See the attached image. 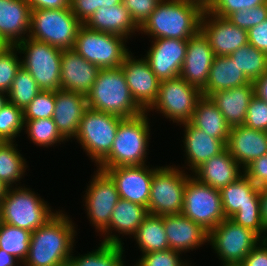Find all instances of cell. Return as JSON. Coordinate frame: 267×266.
<instances>
[{"mask_svg": "<svg viewBox=\"0 0 267 266\" xmlns=\"http://www.w3.org/2000/svg\"><path fill=\"white\" fill-rule=\"evenodd\" d=\"M75 224L67 212L58 209L32 232L29 251L22 266H68L78 235V225Z\"/></svg>", "mask_w": 267, "mask_h": 266, "instance_id": "1", "label": "cell"}, {"mask_svg": "<svg viewBox=\"0 0 267 266\" xmlns=\"http://www.w3.org/2000/svg\"><path fill=\"white\" fill-rule=\"evenodd\" d=\"M204 8L188 0H162L139 27V35L150 39L188 40L200 31Z\"/></svg>", "mask_w": 267, "mask_h": 266, "instance_id": "2", "label": "cell"}, {"mask_svg": "<svg viewBox=\"0 0 267 266\" xmlns=\"http://www.w3.org/2000/svg\"><path fill=\"white\" fill-rule=\"evenodd\" d=\"M148 116L150 117L149 113L144 111L137 116L123 118L119 123L110 153L96 168L108 169L149 163L147 160L152 125Z\"/></svg>", "mask_w": 267, "mask_h": 266, "instance_id": "3", "label": "cell"}, {"mask_svg": "<svg viewBox=\"0 0 267 266\" xmlns=\"http://www.w3.org/2000/svg\"><path fill=\"white\" fill-rule=\"evenodd\" d=\"M86 98L89 108L122 118L134 117L144 112L135 102L121 67L100 69Z\"/></svg>", "mask_w": 267, "mask_h": 266, "instance_id": "4", "label": "cell"}, {"mask_svg": "<svg viewBox=\"0 0 267 266\" xmlns=\"http://www.w3.org/2000/svg\"><path fill=\"white\" fill-rule=\"evenodd\" d=\"M26 186L8 188L0 201V222L33 232L48 221L58 210L38 192Z\"/></svg>", "mask_w": 267, "mask_h": 266, "instance_id": "5", "label": "cell"}, {"mask_svg": "<svg viewBox=\"0 0 267 266\" xmlns=\"http://www.w3.org/2000/svg\"><path fill=\"white\" fill-rule=\"evenodd\" d=\"M186 172L173 163L154 166L147 208L149 214L164 216L182 213L187 179L192 175Z\"/></svg>", "mask_w": 267, "mask_h": 266, "instance_id": "6", "label": "cell"}, {"mask_svg": "<svg viewBox=\"0 0 267 266\" xmlns=\"http://www.w3.org/2000/svg\"><path fill=\"white\" fill-rule=\"evenodd\" d=\"M81 25L71 8L31 10L28 37L60 50L72 49Z\"/></svg>", "mask_w": 267, "mask_h": 266, "instance_id": "7", "label": "cell"}, {"mask_svg": "<svg viewBox=\"0 0 267 266\" xmlns=\"http://www.w3.org/2000/svg\"><path fill=\"white\" fill-rule=\"evenodd\" d=\"M123 118L87 108L80 121L74 142L97 166L111 151L119 123Z\"/></svg>", "mask_w": 267, "mask_h": 266, "instance_id": "8", "label": "cell"}, {"mask_svg": "<svg viewBox=\"0 0 267 266\" xmlns=\"http://www.w3.org/2000/svg\"><path fill=\"white\" fill-rule=\"evenodd\" d=\"M21 57V66L27 70L41 90L61 89L62 50L30 37L15 45Z\"/></svg>", "mask_w": 267, "mask_h": 266, "instance_id": "9", "label": "cell"}, {"mask_svg": "<svg viewBox=\"0 0 267 266\" xmlns=\"http://www.w3.org/2000/svg\"><path fill=\"white\" fill-rule=\"evenodd\" d=\"M127 43L125 37L92 30L82 24L73 49L100 69L119 68L130 52Z\"/></svg>", "mask_w": 267, "mask_h": 266, "instance_id": "10", "label": "cell"}, {"mask_svg": "<svg viewBox=\"0 0 267 266\" xmlns=\"http://www.w3.org/2000/svg\"><path fill=\"white\" fill-rule=\"evenodd\" d=\"M201 97V90L181 77L163 80L160 81L158 98L147 112L162 114L165 119L179 126L191 121Z\"/></svg>", "mask_w": 267, "mask_h": 266, "instance_id": "11", "label": "cell"}, {"mask_svg": "<svg viewBox=\"0 0 267 266\" xmlns=\"http://www.w3.org/2000/svg\"><path fill=\"white\" fill-rule=\"evenodd\" d=\"M261 240L252 230L225 218L209 232L208 245L222 264H241Z\"/></svg>", "mask_w": 267, "mask_h": 266, "instance_id": "12", "label": "cell"}, {"mask_svg": "<svg viewBox=\"0 0 267 266\" xmlns=\"http://www.w3.org/2000/svg\"><path fill=\"white\" fill-rule=\"evenodd\" d=\"M182 214L210 232L225 219L220 190L191 175L184 191Z\"/></svg>", "mask_w": 267, "mask_h": 266, "instance_id": "13", "label": "cell"}, {"mask_svg": "<svg viewBox=\"0 0 267 266\" xmlns=\"http://www.w3.org/2000/svg\"><path fill=\"white\" fill-rule=\"evenodd\" d=\"M95 170L85 188L82 203L89 223L101 235L108 228L120 196L111 177L101 169Z\"/></svg>", "mask_w": 267, "mask_h": 266, "instance_id": "14", "label": "cell"}, {"mask_svg": "<svg viewBox=\"0 0 267 266\" xmlns=\"http://www.w3.org/2000/svg\"><path fill=\"white\" fill-rule=\"evenodd\" d=\"M133 54L130 51L120 67L135 102L148 111L158 98L160 80L142 55L139 58Z\"/></svg>", "mask_w": 267, "mask_h": 266, "instance_id": "15", "label": "cell"}, {"mask_svg": "<svg viewBox=\"0 0 267 266\" xmlns=\"http://www.w3.org/2000/svg\"><path fill=\"white\" fill-rule=\"evenodd\" d=\"M200 31L209 41L215 56H229L241 46L248 44V31L234 25L227 18L219 17L205 9Z\"/></svg>", "mask_w": 267, "mask_h": 266, "instance_id": "16", "label": "cell"}, {"mask_svg": "<svg viewBox=\"0 0 267 266\" xmlns=\"http://www.w3.org/2000/svg\"><path fill=\"white\" fill-rule=\"evenodd\" d=\"M151 44L143 57L157 78L163 81L180 77L188 40L158 38Z\"/></svg>", "mask_w": 267, "mask_h": 266, "instance_id": "17", "label": "cell"}, {"mask_svg": "<svg viewBox=\"0 0 267 266\" xmlns=\"http://www.w3.org/2000/svg\"><path fill=\"white\" fill-rule=\"evenodd\" d=\"M101 170L114 181L120 199L148 208L154 165L119 166Z\"/></svg>", "mask_w": 267, "mask_h": 266, "instance_id": "18", "label": "cell"}, {"mask_svg": "<svg viewBox=\"0 0 267 266\" xmlns=\"http://www.w3.org/2000/svg\"><path fill=\"white\" fill-rule=\"evenodd\" d=\"M183 128V156L185 171L193 173L199 166L211 157L222 153L226 149V143L220 139L206 135L204 131L193 126L190 122L179 124ZM186 164V165H185ZM187 166V167H186Z\"/></svg>", "mask_w": 267, "mask_h": 266, "instance_id": "19", "label": "cell"}, {"mask_svg": "<svg viewBox=\"0 0 267 266\" xmlns=\"http://www.w3.org/2000/svg\"><path fill=\"white\" fill-rule=\"evenodd\" d=\"M215 54L207 38L199 31L188 39L186 56L180 77L202 90L208 81Z\"/></svg>", "mask_w": 267, "mask_h": 266, "instance_id": "20", "label": "cell"}, {"mask_svg": "<svg viewBox=\"0 0 267 266\" xmlns=\"http://www.w3.org/2000/svg\"><path fill=\"white\" fill-rule=\"evenodd\" d=\"M163 226L172 250L186 255V252L208 245L209 232L182 213L164 215Z\"/></svg>", "mask_w": 267, "mask_h": 266, "instance_id": "21", "label": "cell"}, {"mask_svg": "<svg viewBox=\"0 0 267 266\" xmlns=\"http://www.w3.org/2000/svg\"><path fill=\"white\" fill-rule=\"evenodd\" d=\"M99 71L98 66L85 60L73 48L62 50L61 90L87 96L97 79Z\"/></svg>", "mask_w": 267, "mask_h": 266, "instance_id": "22", "label": "cell"}, {"mask_svg": "<svg viewBox=\"0 0 267 266\" xmlns=\"http://www.w3.org/2000/svg\"><path fill=\"white\" fill-rule=\"evenodd\" d=\"M87 108L86 96L61 89L55 92L52 118L57 130L67 142L76 137L80 121Z\"/></svg>", "mask_w": 267, "mask_h": 266, "instance_id": "23", "label": "cell"}, {"mask_svg": "<svg viewBox=\"0 0 267 266\" xmlns=\"http://www.w3.org/2000/svg\"><path fill=\"white\" fill-rule=\"evenodd\" d=\"M148 215L147 207L120 199L111 214L108 228L100 236L103 239L99 242L124 245L123 236L131 238Z\"/></svg>", "mask_w": 267, "mask_h": 266, "instance_id": "24", "label": "cell"}, {"mask_svg": "<svg viewBox=\"0 0 267 266\" xmlns=\"http://www.w3.org/2000/svg\"><path fill=\"white\" fill-rule=\"evenodd\" d=\"M31 9L25 0H0V43L16 45L29 36Z\"/></svg>", "mask_w": 267, "mask_h": 266, "instance_id": "25", "label": "cell"}, {"mask_svg": "<svg viewBox=\"0 0 267 266\" xmlns=\"http://www.w3.org/2000/svg\"><path fill=\"white\" fill-rule=\"evenodd\" d=\"M226 149L244 169L255 159L267 154V132L244 125L233 126L230 128Z\"/></svg>", "mask_w": 267, "mask_h": 266, "instance_id": "26", "label": "cell"}, {"mask_svg": "<svg viewBox=\"0 0 267 266\" xmlns=\"http://www.w3.org/2000/svg\"><path fill=\"white\" fill-rule=\"evenodd\" d=\"M243 174L241 165L225 149L222 153L206 160L192 173V176L203 184L221 190Z\"/></svg>", "mask_w": 267, "mask_h": 266, "instance_id": "27", "label": "cell"}, {"mask_svg": "<svg viewBox=\"0 0 267 266\" xmlns=\"http://www.w3.org/2000/svg\"><path fill=\"white\" fill-rule=\"evenodd\" d=\"M255 95L253 82L210 94L208 97L218 107L227 123L233 127L243 125L247 109Z\"/></svg>", "mask_w": 267, "mask_h": 266, "instance_id": "28", "label": "cell"}, {"mask_svg": "<svg viewBox=\"0 0 267 266\" xmlns=\"http://www.w3.org/2000/svg\"><path fill=\"white\" fill-rule=\"evenodd\" d=\"M84 25L92 30L125 37L127 40H132L131 37L136 34L139 35V26L123 3L110 8H99Z\"/></svg>", "mask_w": 267, "mask_h": 266, "instance_id": "29", "label": "cell"}, {"mask_svg": "<svg viewBox=\"0 0 267 266\" xmlns=\"http://www.w3.org/2000/svg\"><path fill=\"white\" fill-rule=\"evenodd\" d=\"M260 189L244 174L220 190L225 218H231L241 208L260 207Z\"/></svg>", "mask_w": 267, "mask_h": 266, "instance_id": "30", "label": "cell"}, {"mask_svg": "<svg viewBox=\"0 0 267 266\" xmlns=\"http://www.w3.org/2000/svg\"><path fill=\"white\" fill-rule=\"evenodd\" d=\"M249 83L250 81L229 56H215L207 84L201 92L202 96L208 97L212 93Z\"/></svg>", "mask_w": 267, "mask_h": 266, "instance_id": "31", "label": "cell"}, {"mask_svg": "<svg viewBox=\"0 0 267 266\" xmlns=\"http://www.w3.org/2000/svg\"><path fill=\"white\" fill-rule=\"evenodd\" d=\"M190 123L206 135L227 143L231 126L209 97L202 96L198 100Z\"/></svg>", "mask_w": 267, "mask_h": 266, "instance_id": "32", "label": "cell"}, {"mask_svg": "<svg viewBox=\"0 0 267 266\" xmlns=\"http://www.w3.org/2000/svg\"><path fill=\"white\" fill-rule=\"evenodd\" d=\"M20 151L17 142H0V180L7 188L25 186L21 181L29 166Z\"/></svg>", "mask_w": 267, "mask_h": 266, "instance_id": "33", "label": "cell"}, {"mask_svg": "<svg viewBox=\"0 0 267 266\" xmlns=\"http://www.w3.org/2000/svg\"><path fill=\"white\" fill-rule=\"evenodd\" d=\"M132 237L140 254L170 249L163 226V216L149 214Z\"/></svg>", "mask_w": 267, "mask_h": 266, "instance_id": "34", "label": "cell"}, {"mask_svg": "<svg viewBox=\"0 0 267 266\" xmlns=\"http://www.w3.org/2000/svg\"><path fill=\"white\" fill-rule=\"evenodd\" d=\"M125 250L123 245L101 242L85 254L75 256L73 250L68 266H126Z\"/></svg>", "mask_w": 267, "mask_h": 266, "instance_id": "35", "label": "cell"}, {"mask_svg": "<svg viewBox=\"0 0 267 266\" xmlns=\"http://www.w3.org/2000/svg\"><path fill=\"white\" fill-rule=\"evenodd\" d=\"M250 82L267 72V54L250 45L241 46L229 55Z\"/></svg>", "mask_w": 267, "mask_h": 266, "instance_id": "36", "label": "cell"}, {"mask_svg": "<svg viewBox=\"0 0 267 266\" xmlns=\"http://www.w3.org/2000/svg\"><path fill=\"white\" fill-rule=\"evenodd\" d=\"M24 133L36 147L49 148L67 142L57 130L53 118L24 120Z\"/></svg>", "mask_w": 267, "mask_h": 266, "instance_id": "37", "label": "cell"}, {"mask_svg": "<svg viewBox=\"0 0 267 266\" xmlns=\"http://www.w3.org/2000/svg\"><path fill=\"white\" fill-rule=\"evenodd\" d=\"M31 234L28 230L0 222V249L23 263L29 251Z\"/></svg>", "mask_w": 267, "mask_h": 266, "instance_id": "38", "label": "cell"}, {"mask_svg": "<svg viewBox=\"0 0 267 266\" xmlns=\"http://www.w3.org/2000/svg\"><path fill=\"white\" fill-rule=\"evenodd\" d=\"M40 91L32 75L21 66L7 95L10 103L24 110Z\"/></svg>", "mask_w": 267, "mask_h": 266, "instance_id": "39", "label": "cell"}, {"mask_svg": "<svg viewBox=\"0 0 267 266\" xmlns=\"http://www.w3.org/2000/svg\"><path fill=\"white\" fill-rule=\"evenodd\" d=\"M23 132V109L8 101L0 110V142H16V138Z\"/></svg>", "mask_w": 267, "mask_h": 266, "instance_id": "40", "label": "cell"}, {"mask_svg": "<svg viewBox=\"0 0 267 266\" xmlns=\"http://www.w3.org/2000/svg\"><path fill=\"white\" fill-rule=\"evenodd\" d=\"M15 45L0 46V91L8 93L17 71L21 67V55Z\"/></svg>", "mask_w": 267, "mask_h": 266, "instance_id": "41", "label": "cell"}, {"mask_svg": "<svg viewBox=\"0 0 267 266\" xmlns=\"http://www.w3.org/2000/svg\"><path fill=\"white\" fill-rule=\"evenodd\" d=\"M182 253L172 249L141 254L132 266H194ZM191 262V263H190Z\"/></svg>", "mask_w": 267, "mask_h": 266, "instance_id": "42", "label": "cell"}, {"mask_svg": "<svg viewBox=\"0 0 267 266\" xmlns=\"http://www.w3.org/2000/svg\"><path fill=\"white\" fill-rule=\"evenodd\" d=\"M55 107V91L41 90L23 110L24 120L52 118Z\"/></svg>", "mask_w": 267, "mask_h": 266, "instance_id": "43", "label": "cell"}, {"mask_svg": "<svg viewBox=\"0 0 267 266\" xmlns=\"http://www.w3.org/2000/svg\"><path fill=\"white\" fill-rule=\"evenodd\" d=\"M230 219L236 224L252 230L262 240L267 239V231L263 225L260 207L241 208Z\"/></svg>", "mask_w": 267, "mask_h": 266, "instance_id": "44", "label": "cell"}, {"mask_svg": "<svg viewBox=\"0 0 267 266\" xmlns=\"http://www.w3.org/2000/svg\"><path fill=\"white\" fill-rule=\"evenodd\" d=\"M227 19L234 25L248 31L267 19V3L233 12Z\"/></svg>", "mask_w": 267, "mask_h": 266, "instance_id": "45", "label": "cell"}, {"mask_svg": "<svg viewBox=\"0 0 267 266\" xmlns=\"http://www.w3.org/2000/svg\"><path fill=\"white\" fill-rule=\"evenodd\" d=\"M243 125L254 130L267 132V102L254 95L249 103Z\"/></svg>", "mask_w": 267, "mask_h": 266, "instance_id": "46", "label": "cell"}, {"mask_svg": "<svg viewBox=\"0 0 267 266\" xmlns=\"http://www.w3.org/2000/svg\"><path fill=\"white\" fill-rule=\"evenodd\" d=\"M265 3H267V0H213L207 9L214 15L227 18L233 12Z\"/></svg>", "mask_w": 267, "mask_h": 266, "instance_id": "47", "label": "cell"}, {"mask_svg": "<svg viewBox=\"0 0 267 266\" xmlns=\"http://www.w3.org/2000/svg\"><path fill=\"white\" fill-rule=\"evenodd\" d=\"M162 0H122L132 19L140 27Z\"/></svg>", "mask_w": 267, "mask_h": 266, "instance_id": "48", "label": "cell"}, {"mask_svg": "<svg viewBox=\"0 0 267 266\" xmlns=\"http://www.w3.org/2000/svg\"><path fill=\"white\" fill-rule=\"evenodd\" d=\"M244 175L257 187L267 186V154L255 159L244 169Z\"/></svg>", "mask_w": 267, "mask_h": 266, "instance_id": "49", "label": "cell"}, {"mask_svg": "<svg viewBox=\"0 0 267 266\" xmlns=\"http://www.w3.org/2000/svg\"><path fill=\"white\" fill-rule=\"evenodd\" d=\"M70 8L78 20L85 24L98 10V0H70Z\"/></svg>", "mask_w": 267, "mask_h": 266, "instance_id": "50", "label": "cell"}, {"mask_svg": "<svg viewBox=\"0 0 267 266\" xmlns=\"http://www.w3.org/2000/svg\"><path fill=\"white\" fill-rule=\"evenodd\" d=\"M248 42L267 54V19L248 30Z\"/></svg>", "mask_w": 267, "mask_h": 266, "instance_id": "51", "label": "cell"}, {"mask_svg": "<svg viewBox=\"0 0 267 266\" xmlns=\"http://www.w3.org/2000/svg\"><path fill=\"white\" fill-rule=\"evenodd\" d=\"M241 264L242 266H267V239L261 240Z\"/></svg>", "mask_w": 267, "mask_h": 266, "instance_id": "52", "label": "cell"}, {"mask_svg": "<svg viewBox=\"0 0 267 266\" xmlns=\"http://www.w3.org/2000/svg\"><path fill=\"white\" fill-rule=\"evenodd\" d=\"M31 10L70 8V0H25Z\"/></svg>", "mask_w": 267, "mask_h": 266, "instance_id": "53", "label": "cell"}, {"mask_svg": "<svg viewBox=\"0 0 267 266\" xmlns=\"http://www.w3.org/2000/svg\"><path fill=\"white\" fill-rule=\"evenodd\" d=\"M255 95L267 102V72L254 82Z\"/></svg>", "mask_w": 267, "mask_h": 266, "instance_id": "54", "label": "cell"}, {"mask_svg": "<svg viewBox=\"0 0 267 266\" xmlns=\"http://www.w3.org/2000/svg\"><path fill=\"white\" fill-rule=\"evenodd\" d=\"M260 208L263 225L267 231V186L260 189Z\"/></svg>", "mask_w": 267, "mask_h": 266, "instance_id": "55", "label": "cell"}, {"mask_svg": "<svg viewBox=\"0 0 267 266\" xmlns=\"http://www.w3.org/2000/svg\"><path fill=\"white\" fill-rule=\"evenodd\" d=\"M0 266H22V263L13 255L0 249Z\"/></svg>", "mask_w": 267, "mask_h": 266, "instance_id": "56", "label": "cell"}, {"mask_svg": "<svg viewBox=\"0 0 267 266\" xmlns=\"http://www.w3.org/2000/svg\"><path fill=\"white\" fill-rule=\"evenodd\" d=\"M122 3V0H98V9L101 7H111Z\"/></svg>", "mask_w": 267, "mask_h": 266, "instance_id": "57", "label": "cell"}, {"mask_svg": "<svg viewBox=\"0 0 267 266\" xmlns=\"http://www.w3.org/2000/svg\"><path fill=\"white\" fill-rule=\"evenodd\" d=\"M8 101L7 93L0 91V110L7 104Z\"/></svg>", "mask_w": 267, "mask_h": 266, "instance_id": "58", "label": "cell"}, {"mask_svg": "<svg viewBox=\"0 0 267 266\" xmlns=\"http://www.w3.org/2000/svg\"><path fill=\"white\" fill-rule=\"evenodd\" d=\"M7 186L0 180V201L3 199L7 192Z\"/></svg>", "mask_w": 267, "mask_h": 266, "instance_id": "59", "label": "cell"}, {"mask_svg": "<svg viewBox=\"0 0 267 266\" xmlns=\"http://www.w3.org/2000/svg\"><path fill=\"white\" fill-rule=\"evenodd\" d=\"M222 266H242V264H234V263H224Z\"/></svg>", "mask_w": 267, "mask_h": 266, "instance_id": "60", "label": "cell"}]
</instances>
